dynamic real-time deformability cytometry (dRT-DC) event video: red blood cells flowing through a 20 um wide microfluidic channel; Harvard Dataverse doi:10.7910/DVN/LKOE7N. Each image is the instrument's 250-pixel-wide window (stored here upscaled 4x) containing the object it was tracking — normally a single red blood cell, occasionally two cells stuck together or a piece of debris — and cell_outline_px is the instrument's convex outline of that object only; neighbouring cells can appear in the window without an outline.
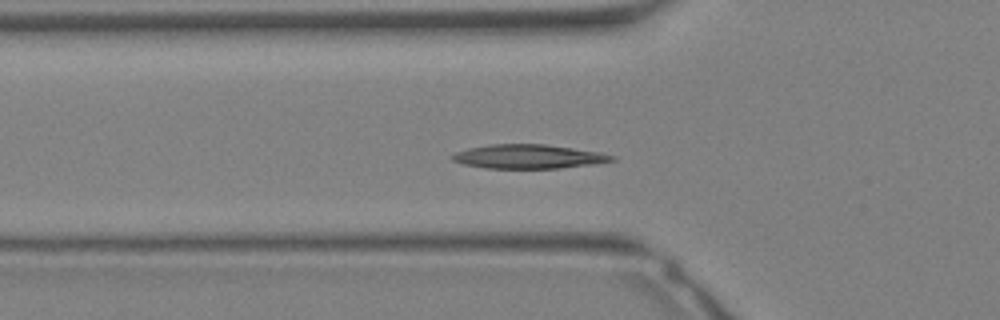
{"species": "Egyptian fruit bat (a non-hibernating species)", "species_latin": "Rousettus aegyptiacus", "temperature_condition": "warm", "stored_images_in_passage": 23, "camera_frame_rate_fps": 3000, "um_per_image_px": 0.085, "animal": {"sex": "female"}, "frame": {"image": 1, "passage_image": 2, "time_ms": 0.333, "image_size_px": [1000, 320], "cell_outline_px": [[616, 160], [592, 164], [560, 168], [484, 168], [464, 164], [452, 160], [452, 156], [456, 152], [468, 148], [492, 144], [544, 144], [600, 152], [616, 156]], "centroid_in_image_um": [44.93, 13.3], "position_along_channel_um": 80.9, "area_um2": 22.2}}
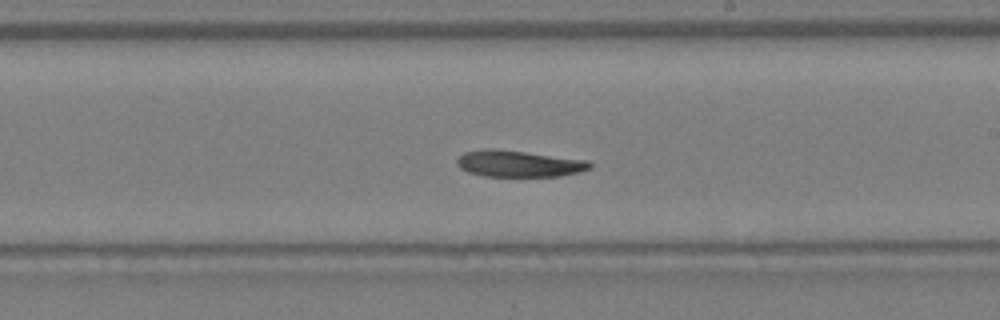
{"frame": {"image": 2, "passage_image": 10, "time_ms": 3.0, "image_size_px": [1000, 320], "cell_outline_px": [[592, 168], [580, 172], [560, 176], [484, 176], [468, 172], [460, 168], [456, 164], [456, 160], [464, 152], [484, 148], [496, 148], [588, 160], [592, 164]], "centroid_in_image_um": [44.09, 13.9], "position_along_channel_um": 244.9, "area_um2": 20.69}}
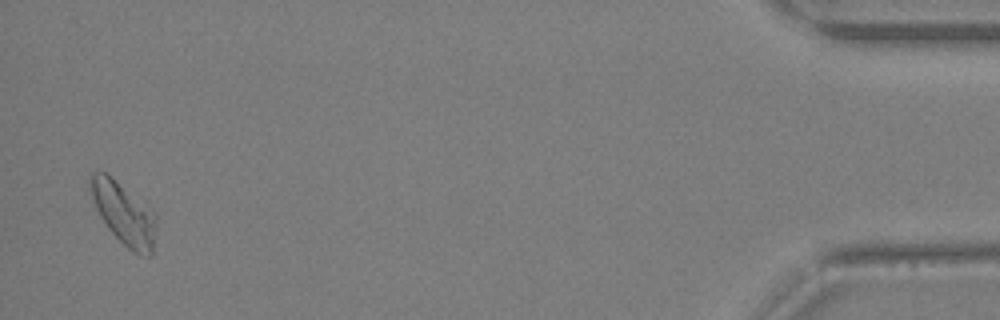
{"frame": {"image": 3, "passage_image": 23, "time_ms": 7.333, "image_size_px": [1000, 320], "cell_outline_px": [[156, 224], [152, 256], [140, 256], [132, 252], [108, 228], [100, 216], [96, 208], [88, 188], [88, 176], [92, 172], [104, 172], [112, 176], [156, 216]], "centroid_in_image_um": [10.48, 18.15], "position_along_channel_um": 424.7, "area_um2": 23.52}}